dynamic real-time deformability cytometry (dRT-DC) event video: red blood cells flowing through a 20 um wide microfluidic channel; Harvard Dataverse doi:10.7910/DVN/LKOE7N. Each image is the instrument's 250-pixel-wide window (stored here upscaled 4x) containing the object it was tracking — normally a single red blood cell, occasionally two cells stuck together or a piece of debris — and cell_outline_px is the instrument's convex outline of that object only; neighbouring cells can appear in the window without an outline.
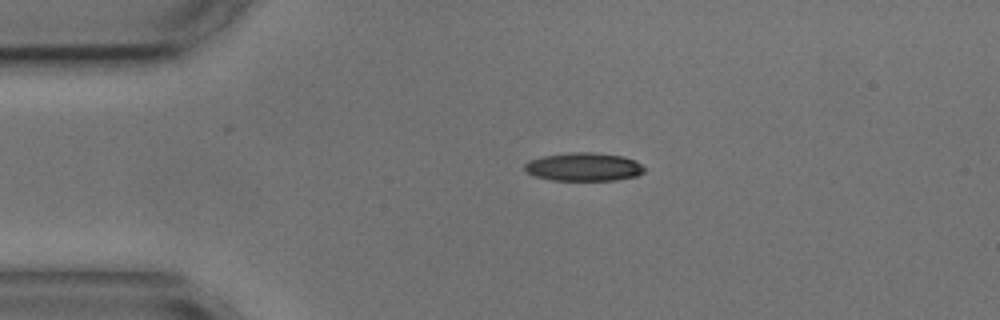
{"species": "common noctule bat (a hibernating species)", "species_latin": "Nyctalus noctula", "temperature_condition": "cold", "stored_images_in_passage": 2, "camera_frame_rate_fps": 3000, "um_per_image_px": 0.085, "animal": {"sex": "male", "body_mass_g": 17.9, "forearm_length_mm": 54.2}, "frame": {"image": 1, "passage_image": 1, "time_ms": 0.0, "image_size_px": [1000, 320], "cell_outline_px": [[648, 168], [644, 172], [636, 176], [616, 180], [552, 180], [536, 176], [524, 172], [524, 164], [528, 160], [544, 156], [572, 152], [596, 152], [624, 156], [636, 160]], "centroid_in_image_um": [49.65, 14.18], "position_along_channel_um": 35.3, "area_um2": 20.06}}